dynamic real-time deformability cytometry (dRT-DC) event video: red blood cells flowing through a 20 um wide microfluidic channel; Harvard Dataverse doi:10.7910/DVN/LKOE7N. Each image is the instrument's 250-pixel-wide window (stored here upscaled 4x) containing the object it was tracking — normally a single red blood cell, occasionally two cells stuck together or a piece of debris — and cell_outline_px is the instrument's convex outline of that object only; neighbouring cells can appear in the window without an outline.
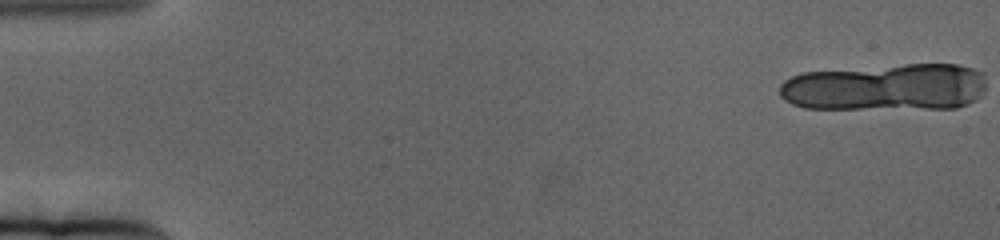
{"species": "human", "species_latin": "Homo sapiens", "temperature_condition": "cold", "stored_images_in_passage": 26, "segment_of_instrument_passage": [1, 2], "camera_frame_rate_fps": 3000, "um_per_image_px": 0.085, "donor": {"sex": "female"}, "frame": {"image": 1, "passage_image": 1, "time_ms": 0.0, "image_size_px": [1000, 240], "cell_outline_px": [[984, 88], [980, 96], [976, 100], [968, 104], [956, 108], [804, 108], [792, 104], [784, 100], [780, 96], [780, 84], [784, 80], [792, 76], [804, 72], [904, 64], [956, 64], [972, 68], [984, 72]], "centroid_in_image_um": [75.29, 7.41], "position_along_channel_um": 9.7, "area_um2": 56.93}}